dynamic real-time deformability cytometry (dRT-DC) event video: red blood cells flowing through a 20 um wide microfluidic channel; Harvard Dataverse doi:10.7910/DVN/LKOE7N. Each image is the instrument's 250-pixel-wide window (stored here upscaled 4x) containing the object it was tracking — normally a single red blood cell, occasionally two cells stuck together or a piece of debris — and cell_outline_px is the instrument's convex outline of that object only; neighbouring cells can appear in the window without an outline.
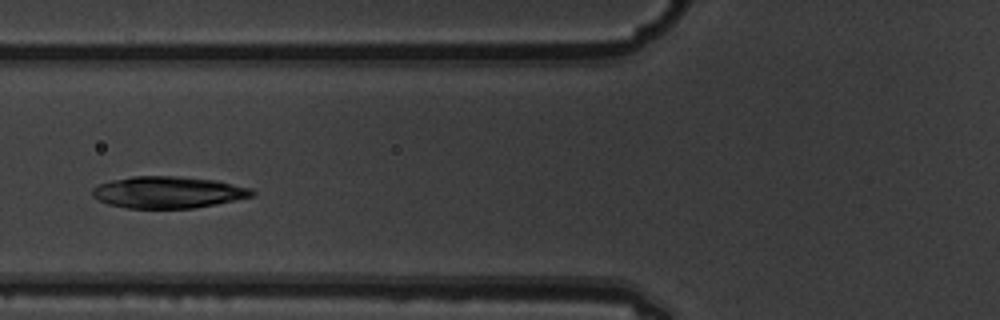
{"species": "common noctule bat (a hibernating species)", "species_latin": "Nyctalus noctula", "temperature_condition": "warm", "stored_images_in_passage": 10, "camera_frame_rate_fps": 3000, "um_per_image_px": 0.085, "animal": {"sex": "male", "body_mass_g": 19.5, "forearm_length_mm": 54.6}, "frame": {"image": 1, "passage_image": 5, "time_ms": 1.333, "image_size_px": [1000, 320], "cell_outline_px": [[256, 192], [252, 196], [216, 204], [192, 208], [128, 208], [108, 204], [92, 196], [92, 188], [100, 184], [112, 180], [132, 176], [176, 176], [216, 180], [252, 188]], "centroid_in_image_um": [14.29, 16.34], "position_along_channel_um": 111.5, "area_um2": 29.42}}
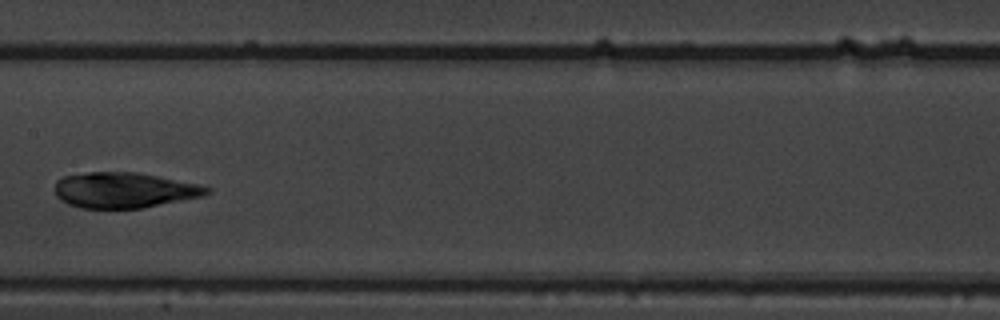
{"frame": {"image": 2, "passage_image": 7, "time_ms": 2.0, "image_size_px": [1000, 320], "cell_outline_px": [[212, 192], [204, 196], [140, 208], [80, 208], [68, 204], [60, 200], [56, 196], [56, 180], [64, 176], [88, 172], [136, 172], [156, 176], [212, 188]], "centroid_in_image_um": [10.52, 16.17], "position_along_channel_um": 196.9, "area_um2": 31.15}}
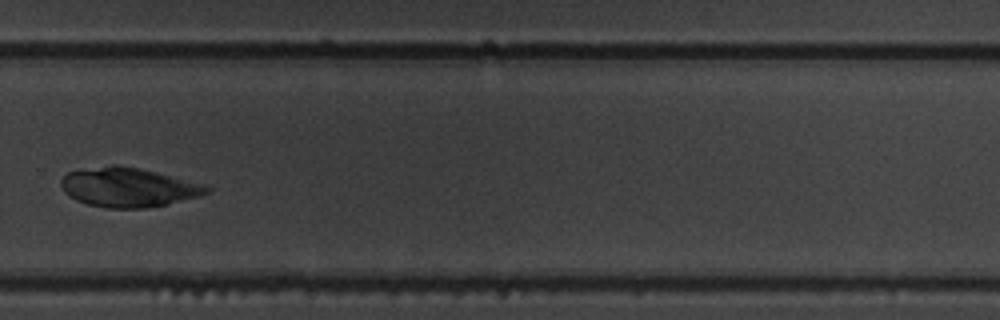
{"frame": {"image": 3, "passage_image": 10, "time_ms": 3.0, "image_size_px": [1000, 320], "cell_outline_px": [[212, 192], [200, 196], [168, 204], [144, 208], [108, 208], [88, 204], [76, 200], [68, 196], [64, 192], [60, 184], [60, 180], [68, 172], [112, 164], [120, 164], [140, 168], [156, 172], [200, 184], [212, 188]], "centroid_in_image_um": [10.89, 15.92], "position_along_channel_um": 318.9, "area_um2": 33.23}}